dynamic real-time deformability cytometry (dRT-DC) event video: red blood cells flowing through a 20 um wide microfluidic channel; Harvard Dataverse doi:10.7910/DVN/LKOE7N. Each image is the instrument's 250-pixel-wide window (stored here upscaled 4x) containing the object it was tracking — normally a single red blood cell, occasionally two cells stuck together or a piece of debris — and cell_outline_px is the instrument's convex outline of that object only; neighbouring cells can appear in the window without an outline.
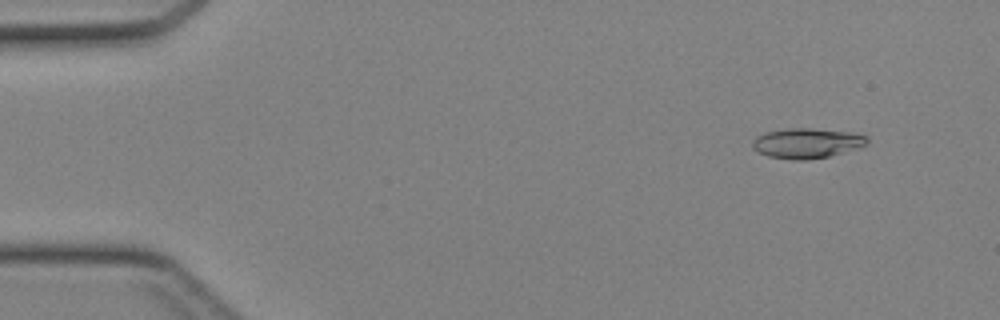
{"species": "Egyptian fruit bat (a non-hibernating species)", "species_latin": "Rousettus aegyptiacus", "temperature_condition": "cold", "stored_images_in_passage": 41, "camera_frame_rate_fps": 3000, "um_per_image_px": 0.085, "animal": {"sex": "female"}, "frame": {"image": 1, "passage_image": 1, "time_ms": 0.0, "image_size_px": [1000, 320], "cell_outline_px": [[868, 144], [860, 148], [828, 156], [808, 160], [792, 160], [768, 156], [756, 152], [752, 148], [752, 140], [756, 136], [764, 132], [788, 128], [812, 128], [848, 132], [868, 136]], "centroid_in_image_um": [68.55, 12.17], "position_along_channel_um": 16.4, "area_um2": 20.35}}
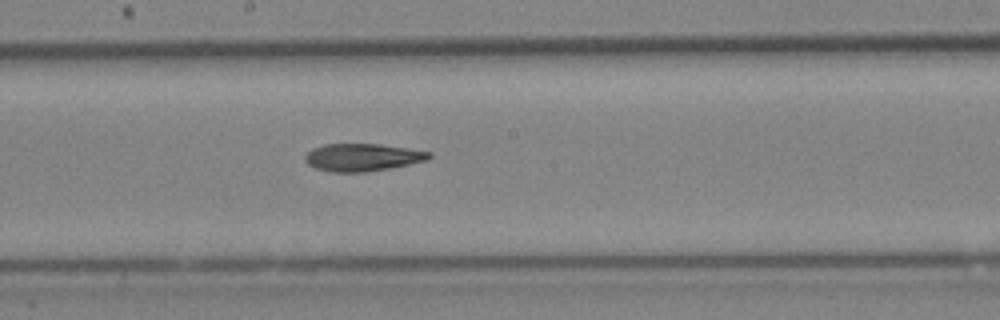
{"frame": {"image": 2, "passage_image": 21, "time_ms": 6.667, "image_size_px": [1000, 320], "cell_outline_px": [[432, 156], [428, 160], [392, 168], [364, 172], [332, 172], [316, 168], [308, 164], [304, 160], [304, 156], [312, 148], [324, 144], [380, 144], [432, 152]], "centroid_in_image_um": [30.81, 13.37], "position_along_channel_um": 217.4, "area_um2": 20.0}}
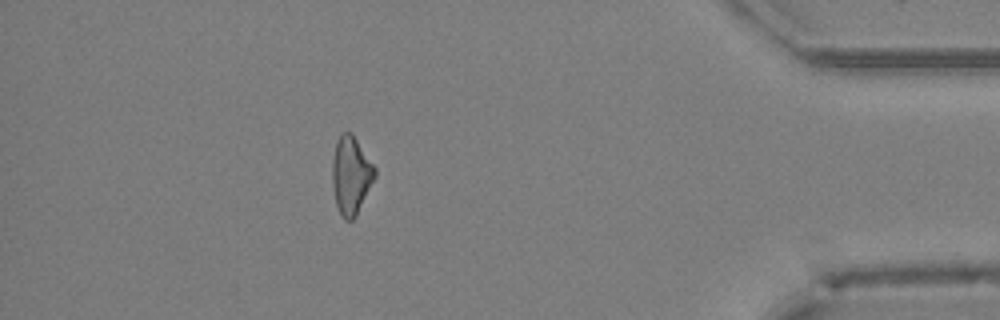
{"frame": {"image": 3, "passage_image": 36, "time_ms": 11.667, "image_size_px": [1000, 320], "cell_outline_px": [[376, 176], [356, 216], [352, 220], [344, 220], [340, 216], [336, 204], [332, 184], [332, 160], [336, 140], [340, 132], [352, 132], [376, 168]], "centroid_in_image_um": [29.82, 14.88], "position_along_channel_um": 405.4, "area_um2": 19.59}}